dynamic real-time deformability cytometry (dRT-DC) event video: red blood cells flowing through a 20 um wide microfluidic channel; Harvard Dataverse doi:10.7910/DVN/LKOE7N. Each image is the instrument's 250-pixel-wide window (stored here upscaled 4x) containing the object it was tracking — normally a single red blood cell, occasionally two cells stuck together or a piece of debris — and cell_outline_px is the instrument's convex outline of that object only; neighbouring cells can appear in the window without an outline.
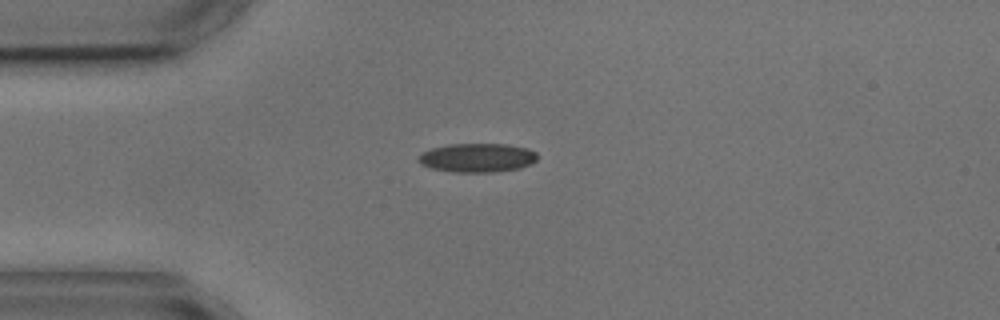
{"species": "common noctule bat (a hibernating species)", "species_latin": "Nyctalus noctula", "temperature_condition": "cold", "stored_images_in_passage": 1, "camera_frame_rate_fps": 3000, "um_per_image_px": 0.085, "animal": {"sex": "male", "body_mass_g": 17.9, "forearm_length_mm": 54.2}, "frame": {"image": 1, "passage_image": 1, "time_ms": 0.0, "image_size_px": [1000, 320], "cell_outline_px": [[536, 160], [532, 164], [520, 168], [492, 172], [456, 172], [432, 168], [420, 164], [416, 160], [424, 152], [432, 148], [448, 144], [508, 144], [528, 148], [536, 152]], "centroid_in_image_um": [40.59, 13.4], "position_along_channel_um": 44.4, "area_um2": 20.0}}